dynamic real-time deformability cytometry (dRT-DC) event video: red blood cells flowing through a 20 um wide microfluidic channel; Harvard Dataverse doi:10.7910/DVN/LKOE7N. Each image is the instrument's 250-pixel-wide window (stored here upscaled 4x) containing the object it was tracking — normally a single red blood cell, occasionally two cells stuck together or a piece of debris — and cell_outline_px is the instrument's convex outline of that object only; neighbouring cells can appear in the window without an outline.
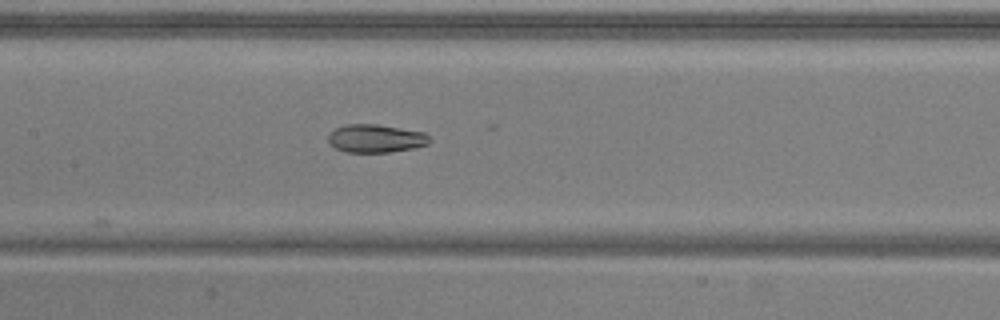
{"species": "common noctule bat (a hibernating species)", "species_latin": "Nyctalus noctula", "temperature_condition": "warm", "stored_images_in_passage": 26, "camera_frame_rate_fps": 3000, "um_per_image_px": 0.085, "animal": {"sex": "male", "body_mass_g": 20.5, "forearm_length_mm": 52.5}, "frame": {"image": 1, "passage_image": 18, "time_ms": 5.667, "image_size_px": [1000, 320], "cell_outline_px": [[432, 140], [428, 144], [416, 148], [388, 152], [344, 152], [328, 144], [328, 136], [336, 128], [344, 124], [376, 124], [424, 132]], "centroid_in_image_um": [31.94, 11.77], "position_along_channel_um": 175.5, "area_um2": 16.7}}
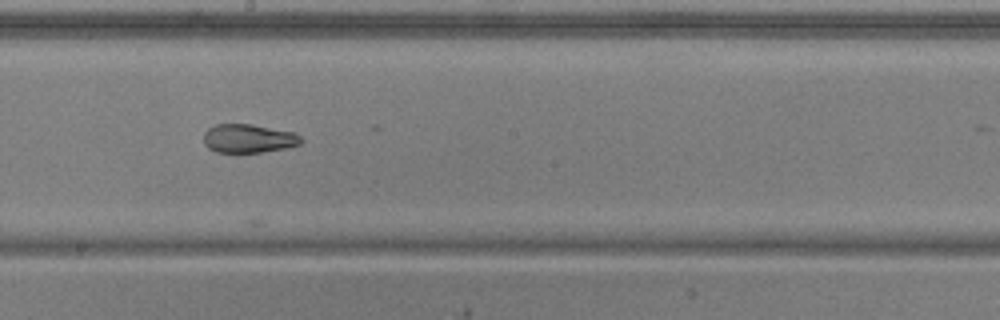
{"frame": {"image": 2, "passage_image": 22, "time_ms": 7.0, "image_size_px": [1000, 320], "cell_outline_px": [[304, 140], [300, 144], [288, 148], [260, 152], [216, 152], [208, 148], [204, 144], [204, 132], [208, 128], [216, 124], [252, 124], [296, 132]], "centroid_in_image_um": [21.15, 11.76], "position_along_channel_um": 227.1, "area_um2": 16.47}}